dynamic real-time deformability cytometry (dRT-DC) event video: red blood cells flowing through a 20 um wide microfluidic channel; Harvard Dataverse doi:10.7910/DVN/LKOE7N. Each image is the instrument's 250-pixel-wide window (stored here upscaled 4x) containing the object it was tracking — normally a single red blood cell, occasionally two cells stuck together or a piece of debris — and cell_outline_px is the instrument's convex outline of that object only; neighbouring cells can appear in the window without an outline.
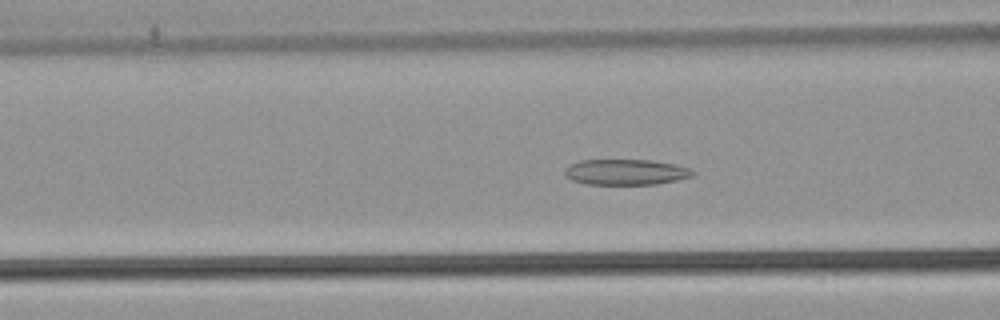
{"species": "common noctule bat (a hibernating species)", "species_latin": "Nyctalus noctula", "temperature_condition": "warm", "stored_images_in_passage": 55, "camera_frame_rate_fps": 3000, "um_per_image_px": 0.085, "animal": {"sex": "male", "body_mass_g": 21.5, "forearm_length_mm": 52.0}, "frame": {"image": 1, "passage_image": 23, "time_ms": 7.333, "image_size_px": [1000, 320], "cell_outline_px": [[696, 172], [692, 176], [676, 180], [656, 184], [588, 184], [572, 180], [564, 176], [564, 168], [568, 164], [580, 160], [652, 160], [676, 164], [688, 168]], "centroid_in_image_um": [53.15, 14.62], "position_along_channel_um": 113.4, "area_um2": 19.25}}
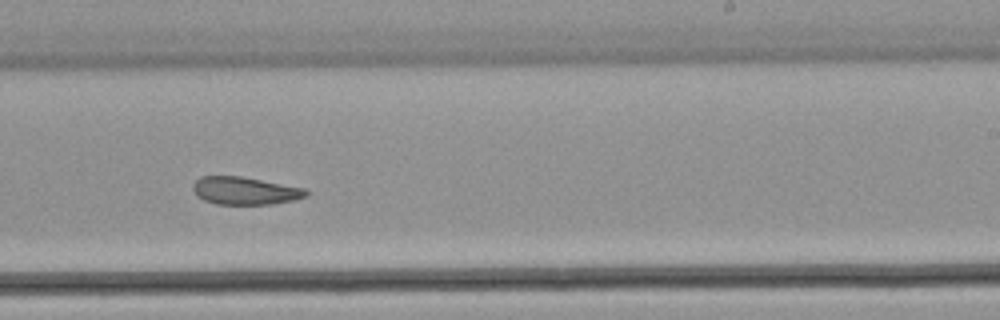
{"frame": {"image": 2, "passage_image": 35, "time_ms": 11.333, "image_size_px": [1000, 320], "cell_outline_px": [[308, 196], [292, 200], [272, 204], [216, 204], [204, 200], [192, 188], [192, 184], [200, 176], [240, 176], [304, 188], [308, 192]], "centroid_in_image_um": [20.81, 16.21], "position_along_channel_um": 268.2, "area_um2": 18.03}}
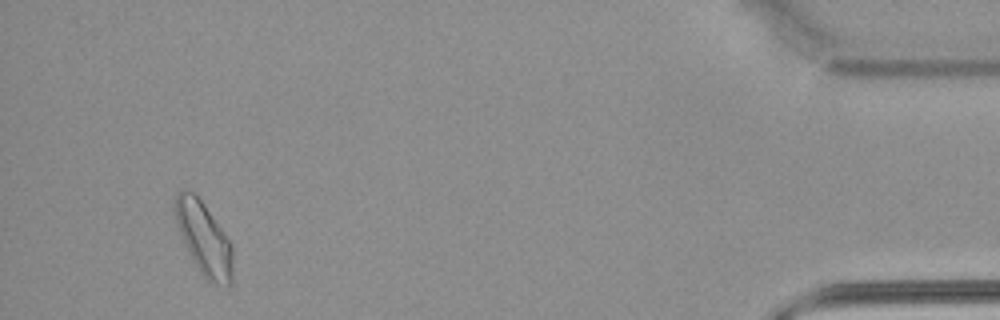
{"frame": {"image": 3, "passage_image": 52, "time_ms": 17.0, "image_size_px": [1000, 320], "cell_outline_px": [[232, 280], [228, 284], [216, 284], [204, 280], [176, 224], [172, 208], [176, 192], [180, 188], [188, 188], [204, 204], [224, 232], [232, 244]], "centroid_in_image_um": [17.3, 20.21], "position_along_channel_um": 417.9, "area_um2": 24.39}, "authors_computed_cell_mechanics": {"area_um2": 21.2126, "velocity_mm_per_s": 3.875, "shape_relaxation_time_tau1_ms": null, "shape_relaxation_time_tau2_ms": 4.6997, "deformation_change_tau1": null, "deformation_change_tau2": 0.1089}}